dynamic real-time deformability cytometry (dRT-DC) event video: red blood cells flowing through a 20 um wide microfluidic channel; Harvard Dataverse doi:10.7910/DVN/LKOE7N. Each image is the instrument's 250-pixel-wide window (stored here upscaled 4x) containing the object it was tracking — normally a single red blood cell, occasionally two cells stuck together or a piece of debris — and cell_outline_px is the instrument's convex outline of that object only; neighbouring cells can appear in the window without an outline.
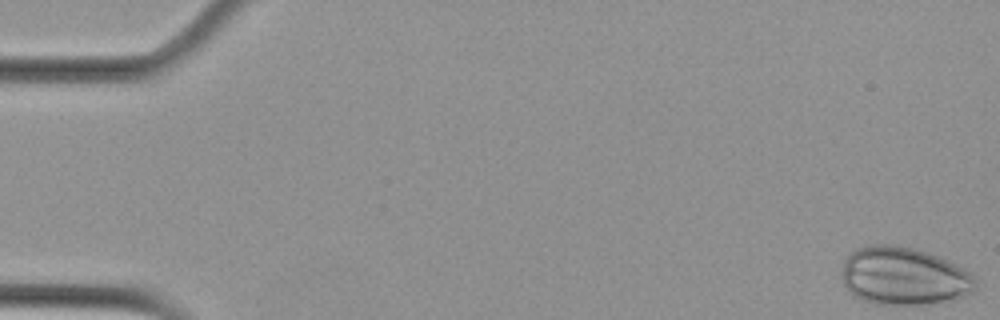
{"species": "Egyptian fruit bat (a non-hibernating species)", "species_latin": "Rousettus aegyptiacus", "temperature_condition": "cold", "stored_images_in_passage": 53, "camera_frame_rate_fps": 3000, "um_per_image_px": 0.085, "animal": {"sex": "female"}, "frame": {"image": 1, "passage_image": 1, "time_ms": 0.0, "image_size_px": [1000, 320], "cell_outline_px": [[976, 288], [972, 292], [956, 300], [924, 304], [876, 304], [864, 300], [856, 296], [844, 284], [840, 272], [844, 260], [856, 248], [872, 244], [888, 244], [912, 248], [936, 256], [964, 268], [976, 280]], "centroid_in_image_um": [76.82, 23.48], "position_along_channel_um": 8.2, "area_um2": 44.97}}
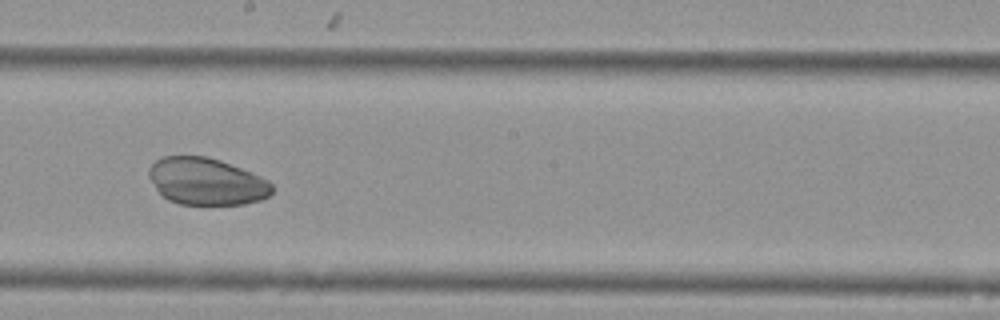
{"frame": {"image": 2, "passage_image": 32, "time_ms": 10.333, "image_size_px": [1000, 320], "cell_outline_px": [[272, 192], [268, 196], [260, 200], [244, 204], [180, 204], [168, 200], [156, 188], [148, 176], [148, 168], [156, 160], [164, 156], [208, 156], [220, 160], [240, 168], [268, 180], [272, 184]], "centroid_in_image_um": [17.53, 15.42], "position_along_channel_um": 230.7, "area_um2": 33.52}}
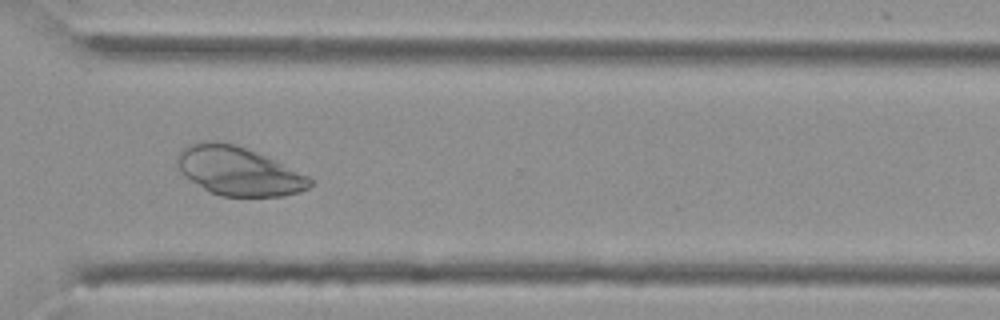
{"frame": {"image": 3, "passage_image": 42, "time_ms": 13.667, "image_size_px": [1000, 320], "cell_outline_px": [[312, 184], [308, 188], [300, 192], [284, 196], [220, 196], [204, 188], [184, 176], [180, 172], [176, 160], [176, 156], [180, 148], [188, 144], [200, 140], [216, 140], [236, 144], [264, 156], [308, 176], [312, 180]], "centroid_in_image_um": [20.2, 14.52], "position_along_channel_um": 350.4, "area_um2": 37.63}}